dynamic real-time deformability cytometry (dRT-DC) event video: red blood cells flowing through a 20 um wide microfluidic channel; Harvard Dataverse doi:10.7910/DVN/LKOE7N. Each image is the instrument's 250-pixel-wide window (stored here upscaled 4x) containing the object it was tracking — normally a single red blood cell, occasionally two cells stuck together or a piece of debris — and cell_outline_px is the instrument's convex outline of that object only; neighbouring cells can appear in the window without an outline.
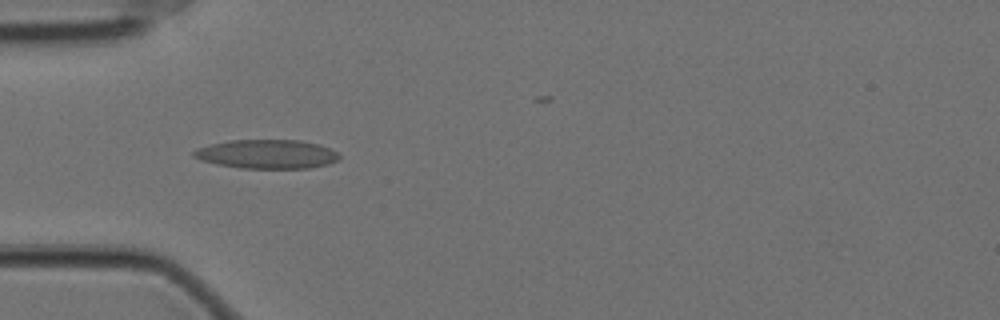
{"species": "Egyptian fruit bat (a non-hibernating species)", "species_latin": "Rousettus aegyptiacus", "temperature_condition": "cold", "stored_images_in_passage": 7, "camera_frame_rate_fps": 3000, "um_per_image_px": 0.085, "animal": {"sex": "female"}, "frame": {"image": 1, "passage_image": 4, "time_ms": 1.0, "image_size_px": [1000, 320], "cell_outline_px": [[340, 160], [328, 164], [308, 168], [240, 168], [216, 164], [200, 160], [192, 156], [192, 152], [196, 148], [228, 140], [300, 140], [320, 144], [332, 148], [340, 156]], "centroid_in_image_um": [22.7, 13.09], "position_along_channel_um": 62.3, "area_um2": 24.8}}